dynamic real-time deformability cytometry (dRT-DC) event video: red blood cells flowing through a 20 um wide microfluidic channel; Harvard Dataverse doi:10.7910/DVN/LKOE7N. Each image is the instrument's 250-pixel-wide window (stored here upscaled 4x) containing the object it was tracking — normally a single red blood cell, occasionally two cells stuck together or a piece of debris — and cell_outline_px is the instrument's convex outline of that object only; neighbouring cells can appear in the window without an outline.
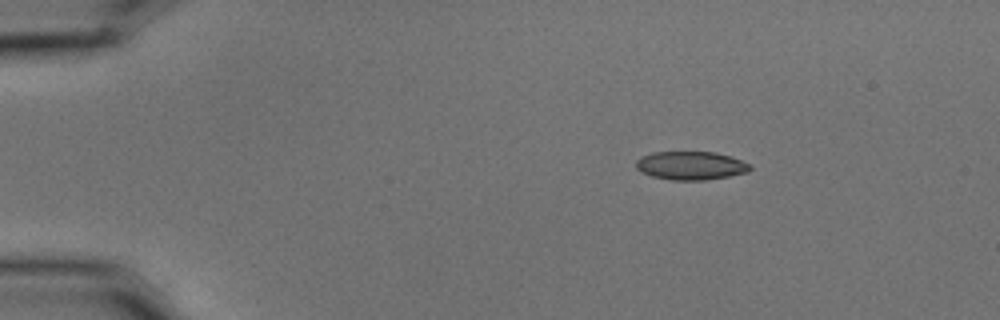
{"species": "common noctule bat (a hibernating species)", "species_latin": "Nyctalus noctula", "temperature_condition": "cold", "stored_images_in_passage": 48, "camera_frame_rate_fps": 3000, "um_per_image_px": 0.085, "animal": {"sex": "male", "body_mass_g": 15.6}, "frame": {"image": 1, "passage_image": 1, "time_ms": 0.0, "image_size_px": [1000, 320], "cell_outline_px": [[752, 168], [748, 172], [708, 180], [672, 180], [652, 176], [636, 168], [636, 160], [640, 156], [652, 152], [716, 152], [732, 156], [752, 164]], "centroid_in_image_um": [58.76, 14.07], "position_along_channel_um": 26.2, "area_um2": 19.07}}
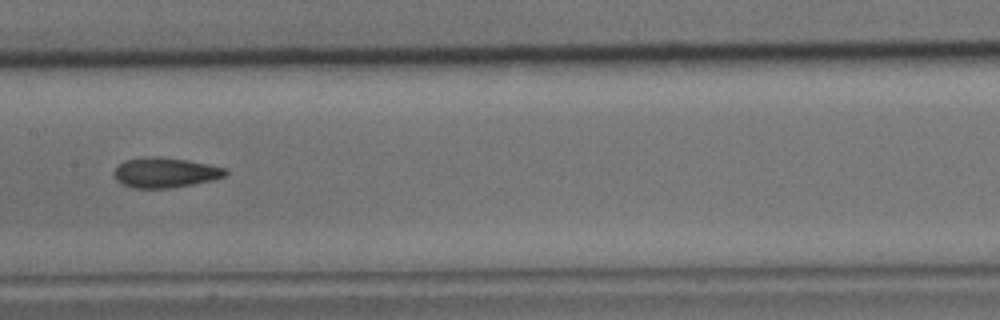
{"frame": {"image": 2, "passage_image": 21, "time_ms": 6.667, "image_size_px": [1000, 320], "cell_outline_px": [[228, 172], [224, 176], [212, 180], [192, 184], [168, 188], [132, 188], [116, 180], [112, 176], [112, 172], [124, 160], [144, 156], [160, 156], [188, 160], [228, 168]], "centroid_in_image_um": [14.01, 14.65], "position_along_channel_um": 193.4, "area_um2": 19.71}}
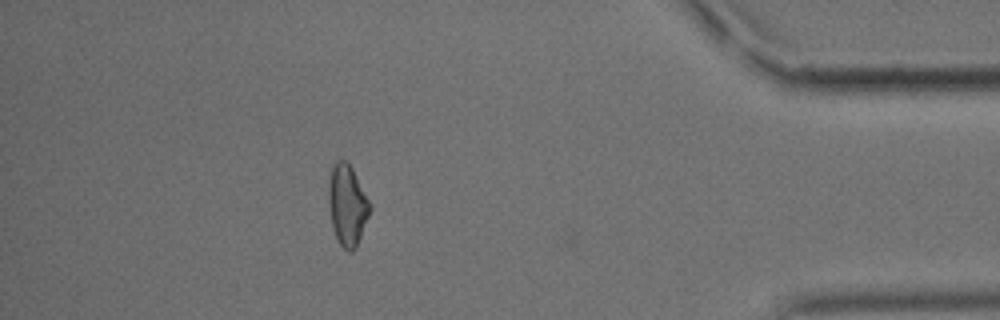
{"frame": {"image": 3, "passage_image": 42, "time_ms": 13.667, "image_size_px": [1000, 320], "cell_outline_px": [[372, 208], [356, 248], [352, 252], [348, 252], [340, 244], [332, 228], [328, 204], [328, 180], [332, 164], [336, 160], [348, 160], [372, 204]], "centroid_in_image_um": [29.52, 17.4], "position_along_channel_um": 405.7, "area_um2": 20.0}, "authors_computed_cell_mechanics": {"area_um2": 19.5942, "velocity_mm_per_s": 3.6002, "shape_relaxation_time_tau1_ms": 7.3284, "shape_relaxation_time_tau2_ms": 3.7475, "deformation_change_tau1": 0.148, "deformation_change_tau2": 0.094}}